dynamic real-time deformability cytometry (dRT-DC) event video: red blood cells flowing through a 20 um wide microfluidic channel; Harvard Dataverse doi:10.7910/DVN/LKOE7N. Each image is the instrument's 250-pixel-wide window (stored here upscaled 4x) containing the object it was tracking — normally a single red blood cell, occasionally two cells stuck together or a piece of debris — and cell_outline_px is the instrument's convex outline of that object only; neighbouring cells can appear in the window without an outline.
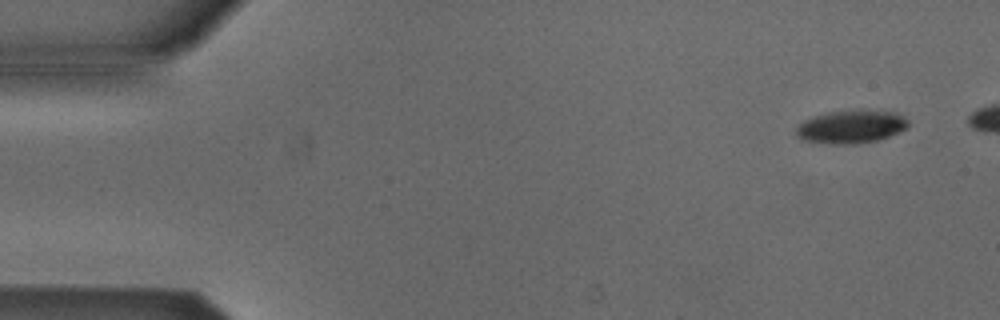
{"species": "Egyptian fruit bat (a non-hibernating species)", "species_latin": "Rousettus aegyptiacus", "temperature_condition": "cold", "stored_images_in_passage": 6, "camera_frame_rate_fps": 3000, "um_per_image_px": 0.085, "animal": {"sex": "male"}, "frame": {"image": 1, "passage_image": 1, "time_ms": 0.0, "image_size_px": [1000, 320], "cell_outline_px": [[908, 128], [888, 136], [876, 140], [856, 144], [832, 144], [804, 140], [796, 136], [796, 128], [804, 120], [828, 112], [860, 108], [896, 112], [904, 116], [908, 120]], "centroid_in_image_um": [72.38, 10.74], "position_along_channel_um": 12.6, "area_um2": 21.91}}
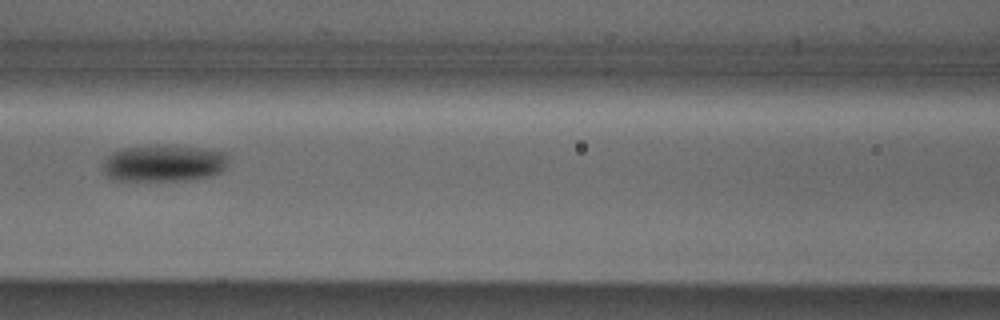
{"frame": {"image": 2, "passage_image": 6, "time_ms": 1.667, "image_size_px": [1000, 320], "cell_outline_px": [[228, 164], [220, 172], [212, 176], [188, 180], [112, 180], [104, 172], [104, 160], [112, 152], [124, 148], [148, 144], [168, 144], [204, 148], [224, 152], [228, 156]], "centroid_in_image_um": [13.94, 13.85], "position_along_channel_um": 152.7, "area_um2": 27.4}}